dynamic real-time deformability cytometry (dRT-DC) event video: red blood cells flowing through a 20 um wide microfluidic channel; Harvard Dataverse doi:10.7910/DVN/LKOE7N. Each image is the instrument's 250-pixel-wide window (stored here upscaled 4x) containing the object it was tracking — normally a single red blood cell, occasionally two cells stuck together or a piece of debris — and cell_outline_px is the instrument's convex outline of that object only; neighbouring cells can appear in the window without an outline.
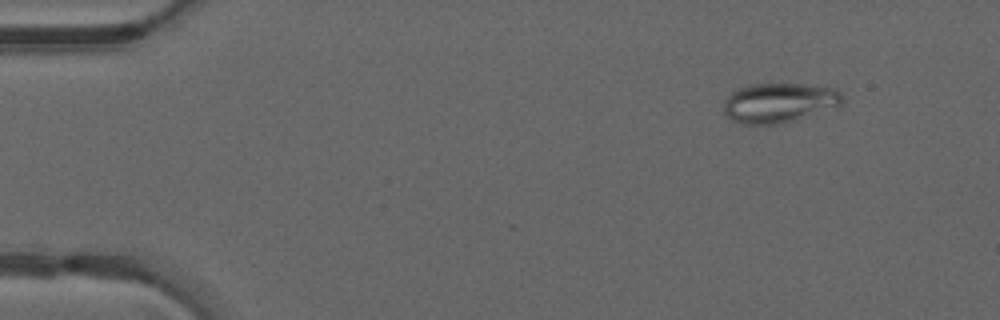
{"species": "common noctule bat (a hibernating species)", "species_latin": "Nyctalus noctula", "temperature_condition": "warm", "stored_images_in_passage": 12, "camera_frame_rate_fps": 3000, "um_per_image_px": 0.085, "animal": {"sex": "male", "forearm_length_mm": 52.5}, "frame": {"image": 1, "passage_image": 6, "time_ms": 1.667, "image_size_px": [1000, 320], "cell_outline_px": [[844, 100], [840, 104], [784, 124], [744, 124], [732, 120], [724, 112], [724, 100], [732, 92], [748, 84], [804, 84], [836, 88], [840, 92]], "centroid_in_image_um": [66.2, 8.73], "position_along_channel_um": 18.8, "area_um2": 27.22}}